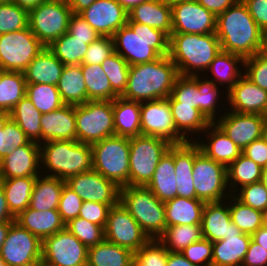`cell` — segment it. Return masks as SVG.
I'll return each instance as SVG.
<instances>
[{"mask_svg": "<svg viewBox=\"0 0 267 266\" xmlns=\"http://www.w3.org/2000/svg\"><path fill=\"white\" fill-rule=\"evenodd\" d=\"M204 132V136H206L208 133L205 137L208 139H206L208 143H203L201 141H199V143L196 138L195 140L191 141H195L200 147V150L207 157L211 158L217 163L228 167L242 154V150L221 130V128L215 122L210 123Z\"/></svg>", "mask_w": 267, "mask_h": 266, "instance_id": "26", "label": "cell"}, {"mask_svg": "<svg viewBox=\"0 0 267 266\" xmlns=\"http://www.w3.org/2000/svg\"><path fill=\"white\" fill-rule=\"evenodd\" d=\"M171 108V114L176 127V131L188 142V133H204L210 122L192 105L181 104L177 102L171 95L167 98ZM187 134V135H186Z\"/></svg>", "mask_w": 267, "mask_h": 266, "instance_id": "33", "label": "cell"}, {"mask_svg": "<svg viewBox=\"0 0 267 266\" xmlns=\"http://www.w3.org/2000/svg\"><path fill=\"white\" fill-rule=\"evenodd\" d=\"M260 181L263 183V185L267 191V166L262 167V174H261V180Z\"/></svg>", "mask_w": 267, "mask_h": 266, "instance_id": "74", "label": "cell"}, {"mask_svg": "<svg viewBox=\"0 0 267 266\" xmlns=\"http://www.w3.org/2000/svg\"><path fill=\"white\" fill-rule=\"evenodd\" d=\"M101 67L110 81L112 90L121 97L126 90L130 65L114 52L102 62Z\"/></svg>", "mask_w": 267, "mask_h": 266, "instance_id": "48", "label": "cell"}, {"mask_svg": "<svg viewBox=\"0 0 267 266\" xmlns=\"http://www.w3.org/2000/svg\"><path fill=\"white\" fill-rule=\"evenodd\" d=\"M241 266H267V250L251 239Z\"/></svg>", "mask_w": 267, "mask_h": 266, "instance_id": "63", "label": "cell"}, {"mask_svg": "<svg viewBox=\"0 0 267 266\" xmlns=\"http://www.w3.org/2000/svg\"><path fill=\"white\" fill-rule=\"evenodd\" d=\"M220 52L221 45L216 33L170 35L168 56L176 65L180 76H199L200 71L206 72Z\"/></svg>", "mask_w": 267, "mask_h": 266, "instance_id": "4", "label": "cell"}, {"mask_svg": "<svg viewBox=\"0 0 267 266\" xmlns=\"http://www.w3.org/2000/svg\"><path fill=\"white\" fill-rule=\"evenodd\" d=\"M202 238L201 225H174L167 226L158 240L169 252H181Z\"/></svg>", "mask_w": 267, "mask_h": 266, "instance_id": "45", "label": "cell"}, {"mask_svg": "<svg viewBox=\"0 0 267 266\" xmlns=\"http://www.w3.org/2000/svg\"><path fill=\"white\" fill-rule=\"evenodd\" d=\"M213 242L202 238L181 251L184 257L198 266H211Z\"/></svg>", "mask_w": 267, "mask_h": 266, "instance_id": "58", "label": "cell"}, {"mask_svg": "<svg viewBox=\"0 0 267 266\" xmlns=\"http://www.w3.org/2000/svg\"><path fill=\"white\" fill-rule=\"evenodd\" d=\"M200 95L197 87V76H179L171 92V96L177 102L192 105L199 111Z\"/></svg>", "mask_w": 267, "mask_h": 266, "instance_id": "54", "label": "cell"}, {"mask_svg": "<svg viewBox=\"0 0 267 266\" xmlns=\"http://www.w3.org/2000/svg\"><path fill=\"white\" fill-rule=\"evenodd\" d=\"M120 203L140 225L149 239H159L167 227L164 202L146 186H124Z\"/></svg>", "mask_w": 267, "mask_h": 266, "instance_id": "6", "label": "cell"}, {"mask_svg": "<svg viewBox=\"0 0 267 266\" xmlns=\"http://www.w3.org/2000/svg\"><path fill=\"white\" fill-rule=\"evenodd\" d=\"M72 14L70 5L47 0L28 11V27L48 47L68 32Z\"/></svg>", "mask_w": 267, "mask_h": 266, "instance_id": "12", "label": "cell"}, {"mask_svg": "<svg viewBox=\"0 0 267 266\" xmlns=\"http://www.w3.org/2000/svg\"><path fill=\"white\" fill-rule=\"evenodd\" d=\"M66 185L83 201L103 204L120 202V187L94 169L69 177Z\"/></svg>", "mask_w": 267, "mask_h": 266, "instance_id": "18", "label": "cell"}, {"mask_svg": "<svg viewBox=\"0 0 267 266\" xmlns=\"http://www.w3.org/2000/svg\"><path fill=\"white\" fill-rule=\"evenodd\" d=\"M127 11H130L135 5L147 0H117Z\"/></svg>", "mask_w": 267, "mask_h": 266, "instance_id": "73", "label": "cell"}, {"mask_svg": "<svg viewBox=\"0 0 267 266\" xmlns=\"http://www.w3.org/2000/svg\"><path fill=\"white\" fill-rule=\"evenodd\" d=\"M47 0H11V2L17 4L23 9L30 11L31 9L37 7L41 3Z\"/></svg>", "mask_w": 267, "mask_h": 266, "instance_id": "70", "label": "cell"}, {"mask_svg": "<svg viewBox=\"0 0 267 266\" xmlns=\"http://www.w3.org/2000/svg\"><path fill=\"white\" fill-rule=\"evenodd\" d=\"M225 96L231 105V111L264 116L267 107V90L255 85L244 75L227 91Z\"/></svg>", "mask_w": 267, "mask_h": 266, "instance_id": "22", "label": "cell"}, {"mask_svg": "<svg viewBox=\"0 0 267 266\" xmlns=\"http://www.w3.org/2000/svg\"><path fill=\"white\" fill-rule=\"evenodd\" d=\"M215 33L221 51L237 54L244 59L259 52L262 30L242 0L217 16Z\"/></svg>", "mask_w": 267, "mask_h": 266, "instance_id": "2", "label": "cell"}, {"mask_svg": "<svg viewBox=\"0 0 267 266\" xmlns=\"http://www.w3.org/2000/svg\"><path fill=\"white\" fill-rule=\"evenodd\" d=\"M15 216L10 212L2 186L0 185V223L14 222Z\"/></svg>", "mask_w": 267, "mask_h": 266, "instance_id": "66", "label": "cell"}, {"mask_svg": "<svg viewBox=\"0 0 267 266\" xmlns=\"http://www.w3.org/2000/svg\"><path fill=\"white\" fill-rule=\"evenodd\" d=\"M9 2H11V0H0V4L9 3Z\"/></svg>", "mask_w": 267, "mask_h": 266, "instance_id": "79", "label": "cell"}, {"mask_svg": "<svg viewBox=\"0 0 267 266\" xmlns=\"http://www.w3.org/2000/svg\"><path fill=\"white\" fill-rule=\"evenodd\" d=\"M15 222L41 241L65 228L57 209L37 211L28 207L15 217Z\"/></svg>", "mask_w": 267, "mask_h": 266, "instance_id": "28", "label": "cell"}, {"mask_svg": "<svg viewBox=\"0 0 267 266\" xmlns=\"http://www.w3.org/2000/svg\"><path fill=\"white\" fill-rule=\"evenodd\" d=\"M168 249L158 240L150 239L133 254L135 266H166Z\"/></svg>", "mask_w": 267, "mask_h": 266, "instance_id": "51", "label": "cell"}, {"mask_svg": "<svg viewBox=\"0 0 267 266\" xmlns=\"http://www.w3.org/2000/svg\"><path fill=\"white\" fill-rule=\"evenodd\" d=\"M258 53L267 58V29L261 33V46Z\"/></svg>", "mask_w": 267, "mask_h": 266, "instance_id": "72", "label": "cell"}, {"mask_svg": "<svg viewBox=\"0 0 267 266\" xmlns=\"http://www.w3.org/2000/svg\"><path fill=\"white\" fill-rule=\"evenodd\" d=\"M66 182L57 177L39 175L36 178L29 207L37 211L56 210Z\"/></svg>", "mask_w": 267, "mask_h": 266, "instance_id": "35", "label": "cell"}, {"mask_svg": "<svg viewBox=\"0 0 267 266\" xmlns=\"http://www.w3.org/2000/svg\"><path fill=\"white\" fill-rule=\"evenodd\" d=\"M262 139L265 141V143L267 144V119L265 121V124L263 126V130H262Z\"/></svg>", "mask_w": 267, "mask_h": 266, "instance_id": "75", "label": "cell"}, {"mask_svg": "<svg viewBox=\"0 0 267 266\" xmlns=\"http://www.w3.org/2000/svg\"><path fill=\"white\" fill-rule=\"evenodd\" d=\"M104 236L105 240L128 248L133 253L150 240L120 202L109 210Z\"/></svg>", "mask_w": 267, "mask_h": 266, "instance_id": "15", "label": "cell"}, {"mask_svg": "<svg viewBox=\"0 0 267 266\" xmlns=\"http://www.w3.org/2000/svg\"><path fill=\"white\" fill-rule=\"evenodd\" d=\"M28 27V11L13 2L0 4V35Z\"/></svg>", "mask_w": 267, "mask_h": 266, "instance_id": "52", "label": "cell"}, {"mask_svg": "<svg viewBox=\"0 0 267 266\" xmlns=\"http://www.w3.org/2000/svg\"><path fill=\"white\" fill-rule=\"evenodd\" d=\"M40 164V145L29 141L26 145L9 151L0 160V179L37 177L40 175Z\"/></svg>", "mask_w": 267, "mask_h": 266, "instance_id": "21", "label": "cell"}, {"mask_svg": "<svg viewBox=\"0 0 267 266\" xmlns=\"http://www.w3.org/2000/svg\"><path fill=\"white\" fill-rule=\"evenodd\" d=\"M237 1L238 0H197V2L211 11L216 17L233 6Z\"/></svg>", "mask_w": 267, "mask_h": 266, "instance_id": "65", "label": "cell"}, {"mask_svg": "<svg viewBox=\"0 0 267 266\" xmlns=\"http://www.w3.org/2000/svg\"><path fill=\"white\" fill-rule=\"evenodd\" d=\"M66 229L75 235L87 248L101 243L104 239V228L77 217L65 224Z\"/></svg>", "mask_w": 267, "mask_h": 266, "instance_id": "50", "label": "cell"}, {"mask_svg": "<svg viewBox=\"0 0 267 266\" xmlns=\"http://www.w3.org/2000/svg\"><path fill=\"white\" fill-rule=\"evenodd\" d=\"M141 102L117 97L113 100L115 135L134 137L141 135Z\"/></svg>", "mask_w": 267, "mask_h": 266, "instance_id": "34", "label": "cell"}, {"mask_svg": "<svg viewBox=\"0 0 267 266\" xmlns=\"http://www.w3.org/2000/svg\"><path fill=\"white\" fill-rule=\"evenodd\" d=\"M39 145L41 165L49 171L47 176L66 181L71 176L93 169L92 147L89 144L77 140H51Z\"/></svg>", "mask_w": 267, "mask_h": 266, "instance_id": "5", "label": "cell"}, {"mask_svg": "<svg viewBox=\"0 0 267 266\" xmlns=\"http://www.w3.org/2000/svg\"><path fill=\"white\" fill-rule=\"evenodd\" d=\"M172 145L156 136L130 137L129 186H146L160 159Z\"/></svg>", "mask_w": 267, "mask_h": 266, "instance_id": "8", "label": "cell"}, {"mask_svg": "<svg viewBox=\"0 0 267 266\" xmlns=\"http://www.w3.org/2000/svg\"><path fill=\"white\" fill-rule=\"evenodd\" d=\"M13 222H3L0 223V251L2 248V245L6 239L8 230L10 228V226L12 225Z\"/></svg>", "mask_w": 267, "mask_h": 266, "instance_id": "71", "label": "cell"}, {"mask_svg": "<svg viewBox=\"0 0 267 266\" xmlns=\"http://www.w3.org/2000/svg\"><path fill=\"white\" fill-rule=\"evenodd\" d=\"M204 206L200 199L179 196L164 202L167 226L201 225Z\"/></svg>", "mask_w": 267, "mask_h": 266, "instance_id": "32", "label": "cell"}, {"mask_svg": "<svg viewBox=\"0 0 267 266\" xmlns=\"http://www.w3.org/2000/svg\"><path fill=\"white\" fill-rule=\"evenodd\" d=\"M172 33V8L169 0H147L128 11V20Z\"/></svg>", "mask_w": 267, "mask_h": 266, "instance_id": "25", "label": "cell"}, {"mask_svg": "<svg viewBox=\"0 0 267 266\" xmlns=\"http://www.w3.org/2000/svg\"><path fill=\"white\" fill-rule=\"evenodd\" d=\"M26 97L32 101L35 108L42 114L57 110L65 105L56 85L27 84Z\"/></svg>", "mask_w": 267, "mask_h": 266, "instance_id": "47", "label": "cell"}, {"mask_svg": "<svg viewBox=\"0 0 267 266\" xmlns=\"http://www.w3.org/2000/svg\"><path fill=\"white\" fill-rule=\"evenodd\" d=\"M30 140L8 115L0 118V160L11 150L26 145Z\"/></svg>", "mask_w": 267, "mask_h": 266, "instance_id": "49", "label": "cell"}, {"mask_svg": "<svg viewBox=\"0 0 267 266\" xmlns=\"http://www.w3.org/2000/svg\"><path fill=\"white\" fill-rule=\"evenodd\" d=\"M133 254L130 249L104 239L88 248L87 266H131Z\"/></svg>", "mask_w": 267, "mask_h": 266, "instance_id": "37", "label": "cell"}, {"mask_svg": "<svg viewBox=\"0 0 267 266\" xmlns=\"http://www.w3.org/2000/svg\"><path fill=\"white\" fill-rule=\"evenodd\" d=\"M64 64L45 47L23 71L27 84H50L59 82Z\"/></svg>", "mask_w": 267, "mask_h": 266, "instance_id": "29", "label": "cell"}, {"mask_svg": "<svg viewBox=\"0 0 267 266\" xmlns=\"http://www.w3.org/2000/svg\"><path fill=\"white\" fill-rule=\"evenodd\" d=\"M140 116L141 135L164 138L171 144L187 142L176 131L167 98L141 102Z\"/></svg>", "mask_w": 267, "mask_h": 266, "instance_id": "16", "label": "cell"}, {"mask_svg": "<svg viewBox=\"0 0 267 266\" xmlns=\"http://www.w3.org/2000/svg\"><path fill=\"white\" fill-rule=\"evenodd\" d=\"M237 64L242 65L243 68L244 58L237 54L221 51L210 63L207 73L208 71L210 74L212 73L215 80L212 78L211 81L216 82V85L219 83L224 86L226 83L229 91L243 75Z\"/></svg>", "mask_w": 267, "mask_h": 266, "instance_id": "42", "label": "cell"}, {"mask_svg": "<svg viewBox=\"0 0 267 266\" xmlns=\"http://www.w3.org/2000/svg\"><path fill=\"white\" fill-rule=\"evenodd\" d=\"M77 141L92 145L115 135L113 101L75 105Z\"/></svg>", "mask_w": 267, "mask_h": 266, "instance_id": "9", "label": "cell"}, {"mask_svg": "<svg viewBox=\"0 0 267 266\" xmlns=\"http://www.w3.org/2000/svg\"><path fill=\"white\" fill-rule=\"evenodd\" d=\"M37 177L0 179L10 212L16 217L30 205L31 194Z\"/></svg>", "mask_w": 267, "mask_h": 266, "instance_id": "38", "label": "cell"}, {"mask_svg": "<svg viewBox=\"0 0 267 266\" xmlns=\"http://www.w3.org/2000/svg\"><path fill=\"white\" fill-rule=\"evenodd\" d=\"M229 198V200H231H228V203H230L229 210L231 214V220L241 230L242 233L252 235L263 226L262 211L253 209L252 207L243 204L234 196V194H231Z\"/></svg>", "mask_w": 267, "mask_h": 266, "instance_id": "46", "label": "cell"}, {"mask_svg": "<svg viewBox=\"0 0 267 266\" xmlns=\"http://www.w3.org/2000/svg\"><path fill=\"white\" fill-rule=\"evenodd\" d=\"M0 255L6 266H36L42 260V241L14 221Z\"/></svg>", "mask_w": 267, "mask_h": 266, "instance_id": "13", "label": "cell"}, {"mask_svg": "<svg viewBox=\"0 0 267 266\" xmlns=\"http://www.w3.org/2000/svg\"><path fill=\"white\" fill-rule=\"evenodd\" d=\"M42 141L77 140L75 105H63L61 108L42 114Z\"/></svg>", "mask_w": 267, "mask_h": 266, "instance_id": "24", "label": "cell"}, {"mask_svg": "<svg viewBox=\"0 0 267 266\" xmlns=\"http://www.w3.org/2000/svg\"><path fill=\"white\" fill-rule=\"evenodd\" d=\"M242 154L261 167L267 166V144L260 138L253 141L242 150Z\"/></svg>", "mask_w": 267, "mask_h": 266, "instance_id": "64", "label": "cell"}, {"mask_svg": "<svg viewBox=\"0 0 267 266\" xmlns=\"http://www.w3.org/2000/svg\"><path fill=\"white\" fill-rule=\"evenodd\" d=\"M262 167L253 160L241 154L227 167V182L230 194L245 185L253 184L261 180ZM240 187H237L239 186ZM233 189V190H232ZM232 192V193H231Z\"/></svg>", "mask_w": 267, "mask_h": 266, "instance_id": "43", "label": "cell"}, {"mask_svg": "<svg viewBox=\"0 0 267 266\" xmlns=\"http://www.w3.org/2000/svg\"><path fill=\"white\" fill-rule=\"evenodd\" d=\"M243 75L260 88L267 90V58L259 53L244 59Z\"/></svg>", "mask_w": 267, "mask_h": 266, "instance_id": "56", "label": "cell"}, {"mask_svg": "<svg viewBox=\"0 0 267 266\" xmlns=\"http://www.w3.org/2000/svg\"><path fill=\"white\" fill-rule=\"evenodd\" d=\"M169 1H197V0H169Z\"/></svg>", "mask_w": 267, "mask_h": 266, "instance_id": "80", "label": "cell"}, {"mask_svg": "<svg viewBox=\"0 0 267 266\" xmlns=\"http://www.w3.org/2000/svg\"><path fill=\"white\" fill-rule=\"evenodd\" d=\"M61 100L66 105L87 102V90L81 65H65L57 84Z\"/></svg>", "mask_w": 267, "mask_h": 266, "instance_id": "36", "label": "cell"}, {"mask_svg": "<svg viewBox=\"0 0 267 266\" xmlns=\"http://www.w3.org/2000/svg\"><path fill=\"white\" fill-rule=\"evenodd\" d=\"M223 202H206L203 209L202 237L211 242L223 240L230 234H243L231 220L228 203Z\"/></svg>", "mask_w": 267, "mask_h": 266, "instance_id": "23", "label": "cell"}, {"mask_svg": "<svg viewBox=\"0 0 267 266\" xmlns=\"http://www.w3.org/2000/svg\"><path fill=\"white\" fill-rule=\"evenodd\" d=\"M68 33L74 38L87 40V44L101 37L81 15L74 13L69 21Z\"/></svg>", "mask_w": 267, "mask_h": 266, "instance_id": "61", "label": "cell"}, {"mask_svg": "<svg viewBox=\"0 0 267 266\" xmlns=\"http://www.w3.org/2000/svg\"><path fill=\"white\" fill-rule=\"evenodd\" d=\"M172 33L209 34L216 32L217 17L197 1H170Z\"/></svg>", "mask_w": 267, "mask_h": 266, "instance_id": "17", "label": "cell"}, {"mask_svg": "<svg viewBox=\"0 0 267 266\" xmlns=\"http://www.w3.org/2000/svg\"><path fill=\"white\" fill-rule=\"evenodd\" d=\"M0 266H6L5 261L1 258V255H0Z\"/></svg>", "mask_w": 267, "mask_h": 266, "instance_id": "78", "label": "cell"}, {"mask_svg": "<svg viewBox=\"0 0 267 266\" xmlns=\"http://www.w3.org/2000/svg\"><path fill=\"white\" fill-rule=\"evenodd\" d=\"M215 123L241 149L262 138L266 118L260 114L238 113L231 110L219 115Z\"/></svg>", "mask_w": 267, "mask_h": 266, "instance_id": "19", "label": "cell"}, {"mask_svg": "<svg viewBox=\"0 0 267 266\" xmlns=\"http://www.w3.org/2000/svg\"><path fill=\"white\" fill-rule=\"evenodd\" d=\"M87 40H80L68 32L54 40L48 48L64 65H80L88 50Z\"/></svg>", "mask_w": 267, "mask_h": 266, "instance_id": "44", "label": "cell"}, {"mask_svg": "<svg viewBox=\"0 0 267 266\" xmlns=\"http://www.w3.org/2000/svg\"><path fill=\"white\" fill-rule=\"evenodd\" d=\"M26 86L23 72L0 70V114L8 115L26 96Z\"/></svg>", "mask_w": 267, "mask_h": 266, "instance_id": "40", "label": "cell"}, {"mask_svg": "<svg viewBox=\"0 0 267 266\" xmlns=\"http://www.w3.org/2000/svg\"><path fill=\"white\" fill-rule=\"evenodd\" d=\"M250 241L251 235L243 233L213 242L211 266H241Z\"/></svg>", "mask_w": 267, "mask_h": 266, "instance_id": "31", "label": "cell"}, {"mask_svg": "<svg viewBox=\"0 0 267 266\" xmlns=\"http://www.w3.org/2000/svg\"><path fill=\"white\" fill-rule=\"evenodd\" d=\"M48 1L70 5L72 0H48Z\"/></svg>", "mask_w": 267, "mask_h": 266, "instance_id": "76", "label": "cell"}, {"mask_svg": "<svg viewBox=\"0 0 267 266\" xmlns=\"http://www.w3.org/2000/svg\"><path fill=\"white\" fill-rule=\"evenodd\" d=\"M234 196L243 204L264 211L267 208V191L261 181L239 188Z\"/></svg>", "mask_w": 267, "mask_h": 266, "instance_id": "55", "label": "cell"}, {"mask_svg": "<svg viewBox=\"0 0 267 266\" xmlns=\"http://www.w3.org/2000/svg\"><path fill=\"white\" fill-rule=\"evenodd\" d=\"M91 147L93 169L120 188L129 186L130 138L114 135Z\"/></svg>", "mask_w": 267, "mask_h": 266, "instance_id": "7", "label": "cell"}, {"mask_svg": "<svg viewBox=\"0 0 267 266\" xmlns=\"http://www.w3.org/2000/svg\"><path fill=\"white\" fill-rule=\"evenodd\" d=\"M8 116L17 123L25 132L26 137L33 142L41 144L42 128L40 113L32 101L26 96L23 97L8 113Z\"/></svg>", "mask_w": 267, "mask_h": 266, "instance_id": "39", "label": "cell"}, {"mask_svg": "<svg viewBox=\"0 0 267 266\" xmlns=\"http://www.w3.org/2000/svg\"><path fill=\"white\" fill-rule=\"evenodd\" d=\"M200 76L197 75V87L200 95V112L206 117L210 123L216 121V107L218 106L220 89L213 81L209 79L201 80Z\"/></svg>", "mask_w": 267, "mask_h": 266, "instance_id": "53", "label": "cell"}, {"mask_svg": "<svg viewBox=\"0 0 267 266\" xmlns=\"http://www.w3.org/2000/svg\"><path fill=\"white\" fill-rule=\"evenodd\" d=\"M88 248L66 227L42 241V260L48 266H87Z\"/></svg>", "mask_w": 267, "mask_h": 266, "instance_id": "14", "label": "cell"}, {"mask_svg": "<svg viewBox=\"0 0 267 266\" xmlns=\"http://www.w3.org/2000/svg\"><path fill=\"white\" fill-rule=\"evenodd\" d=\"M195 160V142L174 144V165L177 184V196L196 199L193 180Z\"/></svg>", "mask_w": 267, "mask_h": 266, "instance_id": "27", "label": "cell"}, {"mask_svg": "<svg viewBox=\"0 0 267 266\" xmlns=\"http://www.w3.org/2000/svg\"><path fill=\"white\" fill-rule=\"evenodd\" d=\"M263 225L267 227V208L263 211Z\"/></svg>", "mask_w": 267, "mask_h": 266, "instance_id": "77", "label": "cell"}, {"mask_svg": "<svg viewBox=\"0 0 267 266\" xmlns=\"http://www.w3.org/2000/svg\"><path fill=\"white\" fill-rule=\"evenodd\" d=\"M251 239L267 250V227L264 225L260 227L251 235Z\"/></svg>", "mask_w": 267, "mask_h": 266, "instance_id": "68", "label": "cell"}, {"mask_svg": "<svg viewBox=\"0 0 267 266\" xmlns=\"http://www.w3.org/2000/svg\"><path fill=\"white\" fill-rule=\"evenodd\" d=\"M174 165V144L160 159L147 188L162 202L177 196V184Z\"/></svg>", "mask_w": 267, "mask_h": 266, "instance_id": "30", "label": "cell"}, {"mask_svg": "<svg viewBox=\"0 0 267 266\" xmlns=\"http://www.w3.org/2000/svg\"><path fill=\"white\" fill-rule=\"evenodd\" d=\"M87 90V101H113V90L101 64H80Z\"/></svg>", "mask_w": 267, "mask_h": 266, "instance_id": "41", "label": "cell"}, {"mask_svg": "<svg viewBox=\"0 0 267 266\" xmlns=\"http://www.w3.org/2000/svg\"><path fill=\"white\" fill-rule=\"evenodd\" d=\"M117 204H103L92 201H83L78 217L105 228L108 213L112 206Z\"/></svg>", "mask_w": 267, "mask_h": 266, "instance_id": "60", "label": "cell"}, {"mask_svg": "<svg viewBox=\"0 0 267 266\" xmlns=\"http://www.w3.org/2000/svg\"><path fill=\"white\" fill-rule=\"evenodd\" d=\"M79 15L100 36L107 37H112L128 20V11L117 0H96Z\"/></svg>", "mask_w": 267, "mask_h": 266, "instance_id": "20", "label": "cell"}, {"mask_svg": "<svg viewBox=\"0 0 267 266\" xmlns=\"http://www.w3.org/2000/svg\"><path fill=\"white\" fill-rule=\"evenodd\" d=\"M114 50L130 66L169 55L170 37L145 24L127 21L113 36Z\"/></svg>", "mask_w": 267, "mask_h": 266, "instance_id": "3", "label": "cell"}, {"mask_svg": "<svg viewBox=\"0 0 267 266\" xmlns=\"http://www.w3.org/2000/svg\"><path fill=\"white\" fill-rule=\"evenodd\" d=\"M192 176L196 199L205 203L218 202L230 195V190L227 189V167L207 157L196 142ZM226 191H229V195L225 194Z\"/></svg>", "mask_w": 267, "mask_h": 266, "instance_id": "10", "label": "cell"}, {"mask_svg": "<svg viewBox=\"0 0 267 266\" xmlns=\"http://www.w3.org/2000/svg\"><path fill=\"white\" fill-rule=\"evenodd\" d=\"M258 27L267 29V0H242Z\"/></svg>", "mask_w": 267, "mask_h": 266, "instance_id": "62", "label": "cell"}, {"mask_svg": "<svg viewBox=\"0 0 267 266\" xmlns=\"http://www.w3.org/2000/svg\"><path fill=\"white\" fill-rule=\"evenodd\" d=\"M96 0H72L70 8L74 14H79L84 9L91 6Z\"/></svg>", "mask_w": 267, "mask_h": 266, "instance_id": "69", "label": "cell"}, {"mask_svg": "<svg viewBox=\"0 0 267 266\" xmlns=\"http://www.w3.org/2000/svg\"><path fill=\"white\" fill-rule=\"evenodd\" d=\"M166 266H198L187 260L181 252H169Z\"/></svg>", "mask_w": 267, "mask_h": 266, "instance_id": "67", "label": "cell"}, {"mask_svg": "<svg viewBox=\"0 0 267 266\" xmlns=\"http://www.w3.org/2000/svg\"><path fill=\"white\" fill-rule=\"evenodd\" d=\"M45 48L29 27L0 35V70L23 72Z\"/></svg>", "mask_w": 267, "mask_h": 266, "instance_id": "11", "label": "cell"}, {"mask_svg": "<svg viewBox=\"0 0 267 266\" xmlns=\"http://www.w3.org/2000/svg\"><path fill=\"white\" fill-rule=\"evenodd\" d=\"M179 76L168 55L130 66L126 90L121 97L137 102L168 98Z\"/></svg>", "mask_w": 267, "mask_h": 266, "instance_id": "1", "label": "cell"}, {"mask_svg": "<svg viewBox=\"0 0 267 266\" xmlns=\"http://www.w3.org/2000/svg\"><path fill=\"white\" fill-rule=\"evenodd\" d=\"M82 204L83 200L65 184L62 188L57 208L62 221L66 224L70 220L77 218Z\"/></svg>", "mask_w": 267, "mask_h": 266, "instance_id": "57", "label": "cell"}, {"mask_svg": "<svg viewBox=\"0 0 267 266\" xmlns=\"http://www.w3.org/2000/svg\"><path fill=\"white\" fill-rule=\"evenodd\" d=\"M115 52L112 37L101 36L89 44L88 50L81 64H102Z\"/></svg>", "mask_w": 267, "mask_h": 266, "instance_id": "59", "label": "cell"}]
</instances>
